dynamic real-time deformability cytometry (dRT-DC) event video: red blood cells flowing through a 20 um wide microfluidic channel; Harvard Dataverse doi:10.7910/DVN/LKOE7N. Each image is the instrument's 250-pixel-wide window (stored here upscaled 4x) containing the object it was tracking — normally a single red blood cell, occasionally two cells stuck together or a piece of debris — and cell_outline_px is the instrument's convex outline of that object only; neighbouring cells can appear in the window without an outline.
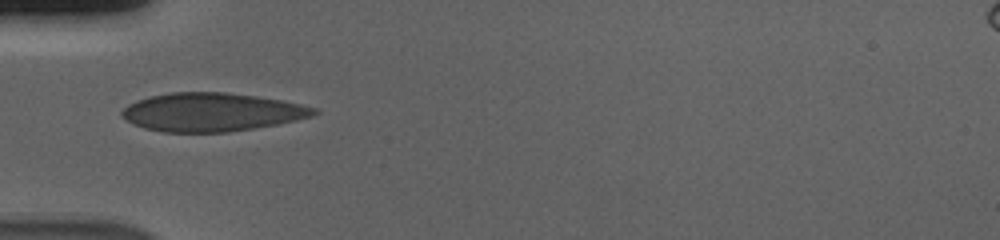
{"species": "human", "species_latin": "Homo sapiens", "temperature_condition": "cold", "stored_images_in_passage": 38, "camera_frame_rate_fps": 3000, "um_per_image_px": 0.085, "donor": {"sex": "male"}, "frame": {"image": 1, "passage_image": 1, "time_ms": 0.0, "image_size_px": [1000, 240], "cell_outline_px": [[320, 112], [312, 116], [296, 120], [276, 124], [228, 132], [160, 132], [144, 128], [132, 124], [120, 116], [120, 112], [128, 104], [136, 100], [168, 92], [224, 92], [256, 96], [280, 100], [300, 104], [316, 108]], "centroid_in_image_um": [17.95, 9.53], "position_along_channel_um": 67.1, "area_um2": 43.0}}
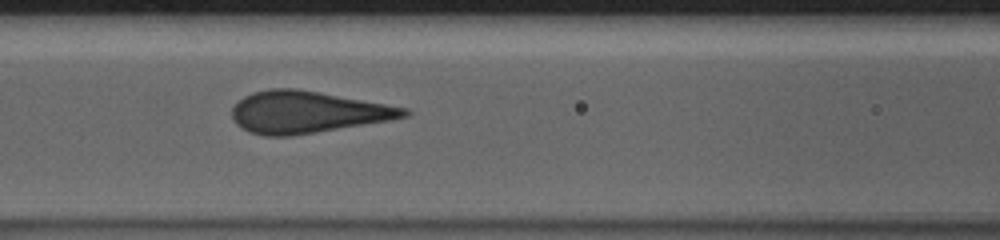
{"frame": {"image": 2, "passage_image": 7, "time_ms": 2.0, "image_size_px": [1000, 240], "cell_outline_px": [[412, 112], [408, 116], [392, 120], [292, 136], [264, 136], [248, 132], [240, 128], [236, 124], [232, 116], [232, 108], [244, 96], [252, 92], [272, 88], [296, 88], [408, 108]], "centroid_in_image_um": [26.11, 9.54], "position_along_channel_um": 140.5, "area_um2": 42.02}}
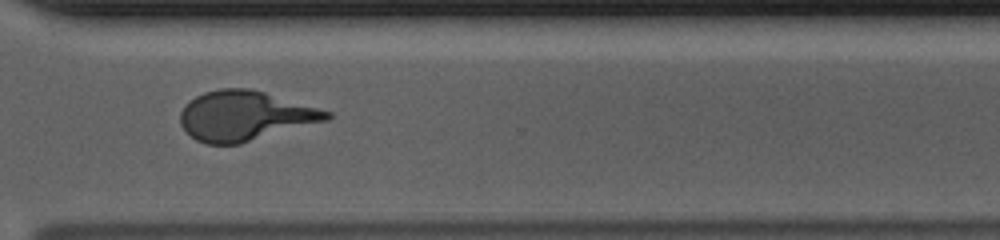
{"frame": {"image": 3, "passage_image": 24, "time_ms": 7.667, "image_size_px": [1000, 240], "cell_outline_px": [[332, 116], [328, 120], [240, 144], [208, 144], [196, 140], [180, 124], [180, 112], [196, 96], [204, 92], [220, 88], [248, 88], [264, 92], [332, 112]], "centroid_in_image_um": [20.83, 9.85], "position_along_channel_um": 349.8, "area_um2": 42.02}, "authors_computed_cell_mechanics": {"area_um2": 41.7894, "velocity_mm_per_s": 3.7013, "shape_relaxation_time_tau1_ms": 5.6164, "shape_relaxation_time_tau2_ms": null, "deformation_change_tau1": 0.1878, "deformation_change_tau2": null}}